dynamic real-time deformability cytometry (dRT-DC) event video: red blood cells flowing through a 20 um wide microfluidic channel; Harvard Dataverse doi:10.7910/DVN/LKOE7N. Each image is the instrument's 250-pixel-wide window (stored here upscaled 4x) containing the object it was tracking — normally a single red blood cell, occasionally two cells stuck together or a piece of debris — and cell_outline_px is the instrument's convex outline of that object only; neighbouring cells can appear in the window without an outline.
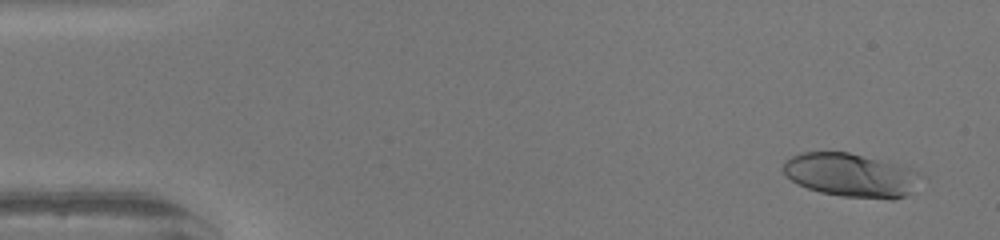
{"species": "human", "species_latin": "Homo sapiens", "temperature_condition": "warm", "stored_images_in_passage": 50, "camera_frame_rate_fps": 3000, "um_per_image_px": 0.085, "donor": {"sex": "female"}, "frame": {"image": 1, "passage_image": 3, "time_ms": 0.667, "image_size_px": [1000, 240], "cell_outline_px": [[908, 192], [904, 196], [892, 200], [888, 200], [840, 196], [820, 192], [808, 188], [792, 180], [780, 168], [784, 160], [800, 152], [848, 152], [908, 168]], "centroid_in_image_um": [72.05, 14.88], "position_along_channel_um": 13.0, "area_um2": 33.23}}
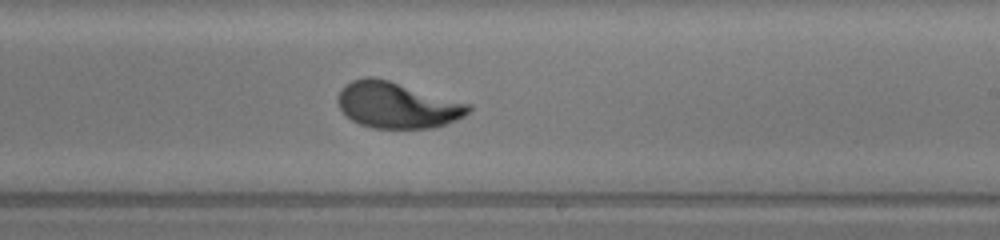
{"frame": {"image": 2, "passage_image": 30, "time_ms": 9.667, "image_size_px": [1000, 240], "cell_outline_px": [[472, 108], [464, 116], [456, 120], [432, 128], [372, 128], [360, 124], [352, 120], [340, 108], [336, 100], [340, 92], [352, 80], [364, 76], [372, 76], [388, 80], [472, 104]], "centroid_in_image_um": [33.77, 8.93], "position_along_channel_um": 255.2, "area_um2": 34.91}}
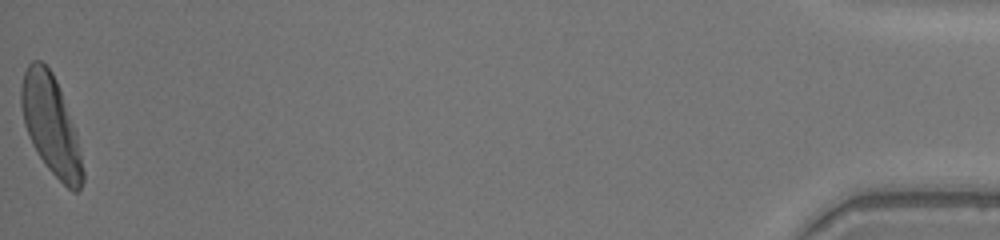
{"frame": {"image": 3, "passage_image": 50, "time_ms": 16.333, "image_size_px": [1000, 240], "cell_outline_px": [[84, 180], [80, 188], [76, 192], [72, 192], [48, 168], [32, 144], [24, 124], [20, 104], [20, 88], [24, 72], [28, 64], [32, 60], [40, 60], [52, 72], [56, 80], [76, 132], [84, 172]], "centroid_in_image_um": [4.31, 10.62], "position_along_channel_um": 430.9, "area_um2": 35.08}, "authors_computed_cell_mechanics": {"area_um2": 34.1887, "velocity_mm_per_s": 4.1728, "shape_relaxation_time_tau1_ms": 2.7604, "shape_relaxation_time_tau2_ms": null, "deformation_change_tau1": 0.2104, "deformation_change_tau2": null}}